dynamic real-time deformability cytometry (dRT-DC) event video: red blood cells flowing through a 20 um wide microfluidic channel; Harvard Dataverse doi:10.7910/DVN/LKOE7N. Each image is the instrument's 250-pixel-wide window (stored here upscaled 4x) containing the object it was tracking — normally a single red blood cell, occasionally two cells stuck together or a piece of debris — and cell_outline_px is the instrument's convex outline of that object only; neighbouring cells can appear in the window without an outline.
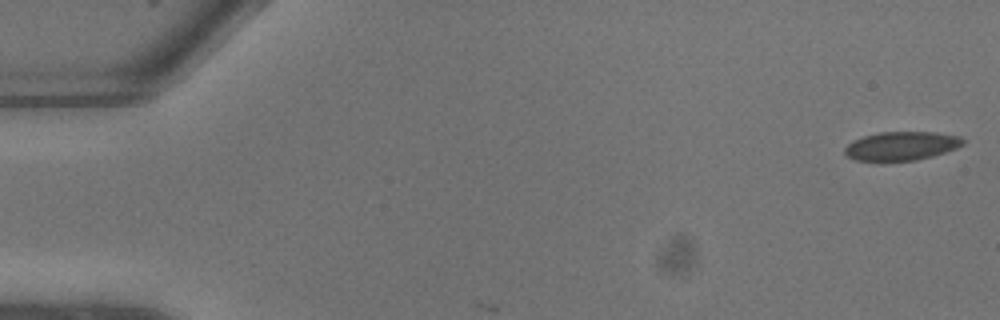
{"species": "common noctule bat (a hibernating species)", "species_latin": "Nyctalus noctula", "temperature_condition": "warm", "stored_images_in_passage": 10, "camera_frame_rate_fps": 3000, "um_per_image_px": 0.085, "animal": {"sex": "male", "body_mass_g": 13.3}, "frame": {"image": 1, "passage_image": 1, "time_ms": 0.0, "image_size_px": [1000, 320], "cell_outline_px": [[964, 144], [956, 148], [932, 156], [916, 160], [880, 164], [856, 160], [848, 156], [844, 152], [844, 148], [852, 140], [864, 136], [880, 132], [936, 132], [960, 136], [964, 140]], "centroid_in_image_um": [76.57, 12.44], "position_along_channel_um": 8.4, "area_um2": 20.46}}
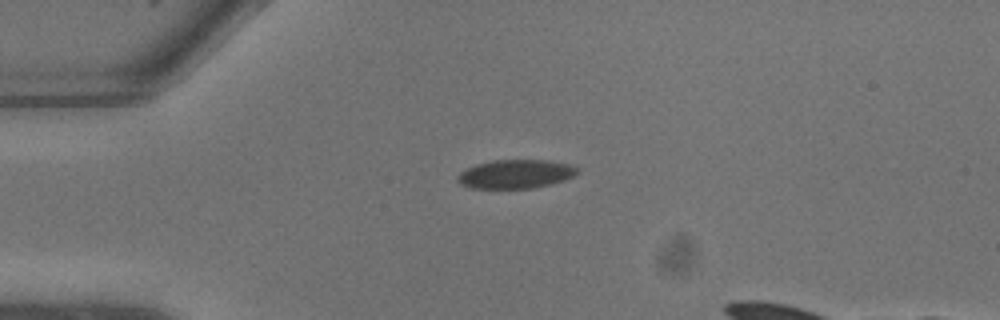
{"frame": {"image": 2, "passage_image": 6, "time_ms": 1.667, "image_size_px": [1000, 320], "cell_outline_px": [[580, 168], [572, 176], [564, 180], [552, 184], [532, 188], [468, 188], [460, 184], [456, 180], [456, 176], [460, 172], [476, 164], [492, 160], [544, 160], [568, 164]], "centroid_in_image_um": [43.78, 14.8], "position_along_channel_um": 41.2, "area_um2": 20.06}}
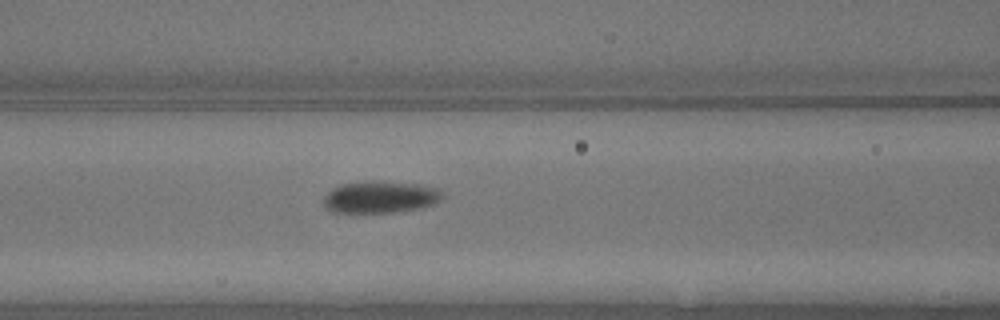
{"frame": {"image": 3, "passage_image": 10, "time_ms": 3.0, "image_size_px": [1000, 320], "cell_outline_px": [[444, 196], [440, 200], [432, 204], [420, 208], [392, 212], [328, 212], [324, 208], [324, 196], [332, 188], [340, 184], [416, 184], [440, 188], [444, 192]], "centroid_in_image_um": [32.33, 16.8], "position_along_channel_um": 134.3, "area_um2": 21.21}}